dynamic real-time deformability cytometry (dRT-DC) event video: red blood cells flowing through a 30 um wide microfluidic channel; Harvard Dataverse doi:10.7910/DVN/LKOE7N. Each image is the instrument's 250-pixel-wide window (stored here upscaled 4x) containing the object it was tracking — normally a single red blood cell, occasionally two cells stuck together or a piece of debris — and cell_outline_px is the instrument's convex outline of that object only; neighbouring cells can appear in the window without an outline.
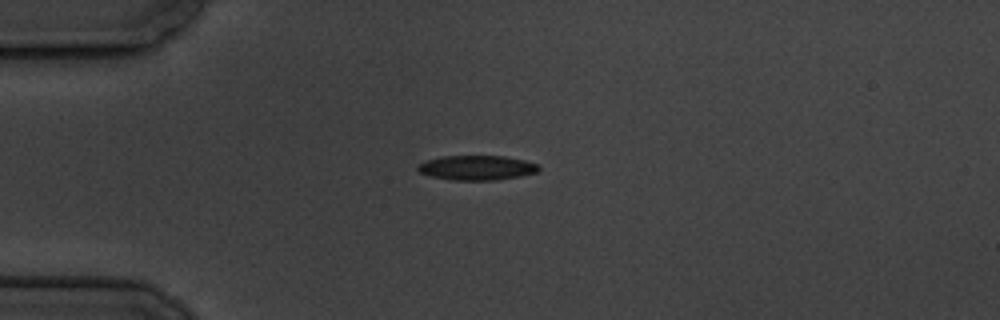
{"species": "common noctule bat (a hibernating species)", "species_latin": "Nyctalus noctula", "temperature_condition": "cold", "stored_images_in_passage": 4, "camera_frame_rate_fps": 3000, "um_per_image_px": 0.085, "animal": {"sex": "male", "body_mass_g": 19.5, "forearm_length_mm": 54.6}, "frame": {"image": 1, "passage_image": 1, "time_ms": 0.0, "image_size_px": [1000, 320], "cell_outline_px": [[540, 168], [536, 172], [520, 176], [496, 180], [452, 180], [432, 176], [420, 172], [416, 168], [416, 164], [424, 160], [440, 156], [504, 156], [524, 160], [536, 164]], "centroid_in_image_um": [40.47, 14.25], "position_along_channel_um": 44.5, "area_um2": 17.4}}
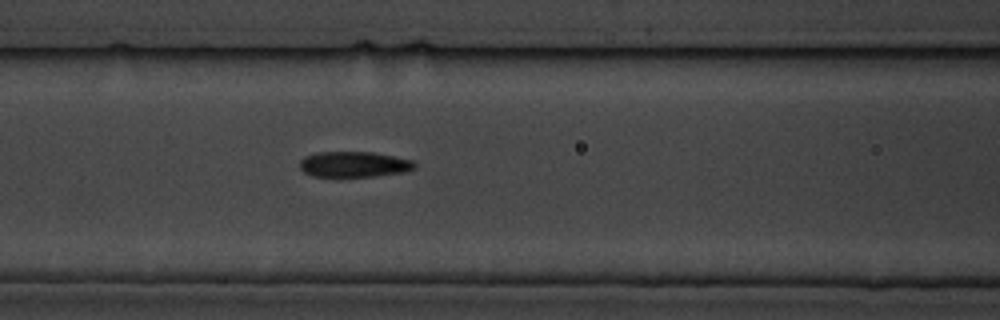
{"frame": {"image": 2, "passage_image": 4, "time_ms": 3.333, "image_size_px": [1000, 320], "cell_outline_px": [[416, 168], [408, 172], [340, 180], [336, 180], [312, 176], [304, 172], [300, 168], [300, 160], [304, 156], [316, 152], [372, 152], [412, 160], [416, 164]], "centroid_in_image_um": [30.04, 14.02], "position_along_channel_um": 136.6, "area_um2": 18.15}}